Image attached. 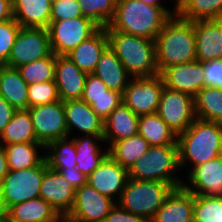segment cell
<instances>
[{
    "instance_id": "ffe728a7",
    "label": "cell",
    "mask_w": 222,
    "mask_h": 222,
    "mask_svg": "<svg viewBox=\"0 0 222 222\" xmlns=\"http://www.w3.org/2000/svg\"><path fill=\"white\" fill-rule=\"evenodd\" d=\"M196 39V60H222V19L193 22Z\"/></svg>"
},
{
    "instance_id": "c3c4849f",
    "label": "cell",
    "mask_w": 222,
    "mask_h": 222,
    "mask_svg": "<svg viewBox=\"0 0 222 222\" xmlns=\"http://www.w3.org/2000/svg\"><path fill=\"white\" fill-rule=\"evenodd\" d=\"M13 18L12 0H0V22Z\"/></svg>"
},
{
    "instance_id": "7bdbcfd3",
    "label": "cell",
    "mask_w": 222,
    "mask_h": 222,
    "mask_svg": "<svg viewBox=\"0 0 222 222\" xmlns=\"http://www.w3.org/2000/svg\"><path fill=\"white\" fill-rule=\"evenodd\" d=\"M205 87L222 89V60H212L203 63Z\"/></svg>"
},
{
    "instance_id": "603a6c76",
    "label": "cell",
    "mask_w": 222,
    "mask_h": 222,
    "mask_svg": "<svg viewBox=\"0 0 222 222\" xmlns=\"http://www.w3.org/2000/svg\"><path fill=\"white\" fill-rule=\"evenodd\" d=\"M109 47L105 28H100L93 36L80 43L66 56L82 71L92 74L103 52Z\"/></svg>"
},
{
    "instance_id": "2e32d148",
    "label": "cell",
    "mask_w": 222,
    "mask_h": 222,
    "mask_svg": "<svg viewBox=\"0 0 222 222\" xmlns=\"http://www.w3.org/2000/svg\"><path fill=\"white\" fill-rule=\"evenodd\" d=\"M183 187L194 195L222 196V154L189 169Z\"/></svg>"
},
{
    "instance_id": "3957f363",
    "label": "cell",
    "mask_w": 222,
    "mask_h": 222,
    "mask_svg": "<svg viewBox=\"0 0 222 222\" xmlns=\"http://www.w3.org/2000/svg\"><path fill=\"white\" fill-rule=\"evenodd\" d=\"M159 73L165 68L196 60V39L192 21L172 16L155 38Z\"/></svg>"
},
{
    "instance_id": "4316f807",
    "label": "cell",
    "mask_w": 222,
    "mask_h": 222,
    "mask_svg": "<svg viewBox=\"0 0 222 222\" xmlns=\"http://www.w3.org/2000/svg\"><path fill=\"white\" fill-rule=\"evenodd\" d=\"M73 139L77 151L76 167L88 177L108 156V148L103 151L102 145L97 143H105L103 137L83 135L82 137H73Z\"/></svg>"
},
{
    "instance_id": "83f0119b",
    "label": "cell",
    "mask_w": 222,
    "mask_h": 222,
    "mask_svg": "<svg viewBox=\"0 0 222 222\" xmlns=\"http://www.w3.org/2000/svg\"><path fill=\"white\" fill-rule=\"evenodd\" d=\"M0 96L16 110L28 109V84L17 68L0 65Z\"/></svg>"
},
{
    "instance_id": "44dd1931",
    "label": "cell",
    "mask_w": 222,
    "mask_h": 222,
    "mask_svg": "<svg viewBox=\"0 0 222 222\" xmlns=\"http://www.w3.org/2000/svg\"><path fill=\"white\" fill-rule=\"evenodd\" d=\"M194 194L174 188L150 222H193Z\"/></svg>"
},
{
    "instance_id": "f35d334b",
    "label": "cell",
    "mask_w": 222,
    "mask_h": 222,
    "mask_svg": "<svg viewBox=\"0 0 222 222\" xmlns=\"http://www.w3.org/2000/svg\"><path fill=\"white\" fill-rule=\"evenodd\" d=\"M58 100L60 97L55 80L28 85V108Z\"/></svg>"
},
{
    "instance_id": "30bf717a",
    "label": "cell",
    "mask_w": 222,
    "mask_h": 222,
    "mask_svg": "<svg viewBox=\"0 0 222 222\" xmlns=\"http://www.w3.org/2000/svg\"><path fill=\"white\" fill-rule=\"evenodd\" d=\"M164 82L160 74L132 77L122 94V101L138 116L157 113Z\"/></svg>"
},
{
    "instance_id": "8992f818",
    "label": "cell",
    "mask_w": 222,
    "mask_h": 222,
    "mask_svg": "<svg viewBox=\"0 0 222 222\" xmlns=\"http://www.w3.org/2000/svg\"><path fill=\"white\" fill-rule=\"evenodd\" d=\"M173 189L169 183L129 178L117 204L151 221Z\"/></svg>"
},
{
    "instance_id": "816d5d0a",
    "label": "cell",
    "mask_w": 222,
    "mask_h": 222,
    "mask_svg": "<svg viewBox=\"0 0 222 222\" xmlns=\"http://www.w3.org/2000/svg\"><path fill=\"white\" fill-rule=\"evenodd\" d=\"M188 0H175L174 9H172L175 13H177L187 2Z\"/></svg>"
},
{
    "instance_id": "484cf974",
    "label": "cell",
    "mask_w": 222,
    "mask_h": 222,
    "mask_svg": "<svg viewBox=\"0 0 222 222\" xmlns=\"http://www.w3.org/2000/svg\"><path fill=\"white\" fill-rule=\"evenodd\" d=\"M3 215L11 222H55L61 217L52 205L41 197L15 204Z\"/></svg>"
},
{
    "instance_id": "1f68e13d",
    "label": "cell",
    "mask_w": 222,
    "mask_h": 222,
    "mask_svg": "<svg viewBox=\"0 0 222 222\" xmlns=\"http://www.w3.org/2000/svg\"><path fill=\"white\" fill-rule=\"evenodd\" d=\"M9 170H21L37 166L45 155L39 149H45L41 143L4 144Z\"/></svg>"
},
{
    "instance_id": "ab89813d",
    "label": "cell",
    "mask_w": 222,
    "mask_h": 222,
    "mask_svg": "<svg viewBox=\"0 0 222 222\" xmlns=\"http://www.w3.org/2000/svg\"><path fill=\"white\" fill-rule=\"evenodd\" d=\"M20 28L14 18L0 22V65L8 61Z\"/></svg>"
},
{
    "instance_id": "f546056e",
    "label": "cell",
    "mask_w": 222,
    "mask_h": 222,
    "mask_svg": "<svg viewBox=\"0 0 222 222\" xmlns=\"http://www.w3.org/2000/svg\"><path fill=\"white\" fill-rule=\"evenodd\" d=\"M3 144L38 143L29 109L16 110L0 135Z\"/></svg>"
},
{
    "instance_id": "8d00e7d4",
    "label": "cell",
    "mask_w": 222,
    "mask_h": 222,
    "mask_svg": "<svg viewBox=\"0 0 222 222\" xmlns=\"http://www.w3.org/2000/svg\"><path fill=\"white\" fill-rule=\"evenodd\" d=\"M193 222H222V196L194 195Z\"/></svg>"
},
{
    "instance_id": "e575fe53",
    "label": "cell",
    "mask_w": 222,
    "mask_h": 222,
    "mask_svg": "<svg viewBox=\"0 0 222 222\" xmlns=\"http://www.w3.org/2000/svg\"><path fill=\"white\" fill-rule=\"evenodd\" d=\"M176 15L187 21L222 19V0H188Z\"/></svg>"
},
{
    "instance_id": "db71d44e",
    "label": "cell",
    "mask_w": 222,
    "mask_h": 222,
    "mask_svg": "<svg viewBox=\"0 0 222 222\" xmlns=\"http://www.w3.org/2000/svg\"><path fill=\"white\" fill-rule=\"evenodd\" d=\"M1 201H2V181H0V214H1Z\"/></svg>"
},
{
    "instance_id": "7c38bea8",
    "label": "cell",
    "mask_w": 222,
    "mask_h": 222,
    "mask_svg": "<svg viewBox=\"0 0 222 222\" xmlns=\"http://www.w3.org/2000/svg\"><path fill=\"white\" fill-rule=\"evenodd\" d=\"M157 114L178 136L185 132L196 119L194 97L164 87L160 96Z\"/></svg>"
},
{
    "instance_id": "4fadbf2b",
    "label": "cell",
    "mask_w": 222,
    "mask_h": 222,
    "mask_svg": "<svg viewBox=\"0 0 222 222\" xmlns=\"http://www.w3.org/2000/svg\"><path fill=\"white\" fill-rule=\"evenodd\" d=\"M116 202L88 184L76 189L69 222H103Z\"/></svg>"
},
{
    "instance_id": "d590c367",
    "label": "cell",
    "mask_w": 222,
    "mask_h": 222,
    "mask_svg": "<svg viewBox=\"0 0 222 222\" xmlns=\"http://www.w3.org/2000/svg\"><path fill=\"white\" fill-rule=\"evenodd\" d=\"M22 79L28 84L53 81L55 79V54L33 61L17 68Z\"/></svg>"
},
{
    "instance_id": "7dc6e473",
    "label": "cell",
    "mask_w": 222,
    "mask_h": 222,
    "mask_svg": "<svg viewBox=\"0 0 222 222\" xmlns=\"http://www.w3.org/2000/svg\"><path fill=\"white\" fill-rule=\"evenodd\" d=\"M16 109L13 108L2 96H0V135L5 126L13 118Z\"/></svg>"
},
{
    "instance_id": "ba28073f",
    "label": "cell",
    "mask_w": 222,
    "mask_h": 222,
    "mask_svg": "<svg viewBox=\"0 0 222 222\" xmlns=\"http://www.w3.org/2000/svg\"><path fill=\"white\" fill-rule=\"evenodd\" d=\"M100 28L98 24L84 16L50 21L47 30L51 51L55 55L66 56Z\"/></svg>"
},
{
    "instance_id": "b9f144b4",
    "label": "cell",
    "mask_w": 222,
    "mask_h": 222,
    "mask_svg": "<svg viewBox=\"0 0 222 222\" xmlns=\"http://www.w3.org/2000/svg\"><path fill=\"white\" fill-rule=\"evenodd\" d=\"M81 16L83 15L78 0H56L52 2L50 21H61Z\"/></svg>"
},
{
    "instance_id": "d6986e66",
    "label": "cell",
    "mask_w": 222,
    "mask_h": 222,
    "mask_svg": "<svg viewBox=\"0 0 222 222\" xmlns=\"http://www.w3.org/2000/svg\"><path fill=\"white\" fill-rule=\"evenodd\" d=\"M87 73L67 56L55 55V83L61 101L82 99Z\"/></svg>"
},
{
    "instance_id": "4dcf8cb0",
    "label": "cell",
    "mask_w": 222,
    "mask_h": 222,
    "mask_svg": "<svg viewBox=\"0 0 222 222\" xmlns=\"http://www.w3.org/2000/svg\"><path fill=\"white\" fill-rule=\"evenodd\" d=\"M150 145L139 134L113 142L108 147V155L122 167L129 170L131 166L144 155Z\"/></svg>"
},
{
    "instance_id": "f6af8a7d",
    "label": "cell",
    "mask_w": 222,
    "mask_h": 222,
    "mask_svg": "<svg viewBox=\"0 0 222 222\" xmlns=\"http://www.w3.org/2000/svg\"><path fill=\"white\" fill-rule=\"evenodd\" d=\"M103 222H150L142 216L135 215L122 209L117 203L110 210Z\"/></svg>"
},
{
    "instance_id": "f5cc1de1",
    "label": "cell",
    "mask_w": 222,
    "mask_h": 222,
    "mask_svg": "<svg viewBox=\"0 0 222 222\" xmlns=\"http://www.w3.org/2000/svg\"><path fill=\"white\" fill-rule=\"evenodd\" d=\"M0 222H11V221L3 214H0Z\"/></svg>"
},
{
    "instance_id": "9c48e42d",
    "label": "cell",
    "mask_w": 222,
    "mask_h": 222,
    "mask_svg": "<svg viewBox=\"0 0 222 222\" xmlns=\"http://www.w3.org/2000/svg\"><path fill=\"white\" fill-rule=\"evenodd\" d=\"M51 53L49 33L46 28L21 27L8 61L4 65L18 68L46 58Z\"/></svg>"
},
{
    "instance_id": "ac0fdd59",
    "label": "cell",
    "mask_w": 222,
    "mask_h": 222,
    "mask_svg": "<svg viewBox=\"0 0 222 222\" xmlns=\"http://www.w3.org/2000/svg\"><path fill=\"white\" fill-rule=\"evenodd\" d=\"M64 109L68 137L74 129L81 131L82 135L103 137L104 120L83 99L64 101Z\"/></svg>"
},
{
    "instance_id": "52a82bcc",
    "label": "cell",
    "mask_w": 222,
    "mask_h": 222,
    "mask_svg": "<svg viewBox=\"0 0 222 222\" xmlns=\"http://www.w3.org/2000/svg\"><path fill=\"white\" fill-rule=\"evenodd\" d=\"M47 168L44 158L37 166L9 170L2 179L1 214L15 204L40 197V187Z\"/></svg>"
},
{
    "instance_id": "9a60e30c",
    "label": "cell",
    "mask_w": 222,
    "mask_h": 222,
    "mask_svg": "<svg viewBox=\"0 0 222 222\" xmlns=\"http://www.w3.org/2000/svg\"><path fill=\"white\" fill-rule=\"evenodd\" d=\"M160 75L164 87L192 97L205 87L203 62L199 60L169 66Z\"/></svg>"
},
{
    "instance_id": "7402d4cb",
    "label": "cell",
    "mask_w": 222,
    "mask_h": 222,
    "mask_svg": "<svg viewBox=\"0 0 222 222\" xmlns=\"http://www.w3.org/2000/svg\"><path fill=\"white\" fill-rule=\"evenodd\" d=\"M139 117L122 101L103 123V138L108 147L138 134Z\"/></svg>"
},
{
    "instance_id": "bcb514c9",
    "label": "cell",
    "mask_w": 222,
    "mask_h": 222,
    "mask_svg": "<svg viewBox=\"0 0 222 222\" xmlns=\"http://www.w3.org/2000/svg\"><path fill=\"white\" fill-rule=\"evenodd\" d=\"M59 173L75 188H81L87 184V176L80 172L77 167L62 168Z\"/></svg>"
},
{
    "instance_id": "681fc988",
    "label": "cell",
    "mask_w": 222,
    "mask_h": 222,
    "mask_svg": "<svg viewBox=\"0 0 222 222\" xmlns=\"http://www.w3.org/2000/svg\"><path fill=\"white\" fill-rule=\"evenodd\" d=\"M9 173L4 144L0 142V181Z\"/></svg>"
},
{
    "instance_id": "74e56055",
    "label": "cell",
    "mask_w": 222,
    "mask_h": 222,
    "mask_svg": "<svg viewBox=\"0 0 222 222\" xmlns=\"http://www.w3.org/2000/svg\"><path fill=\"white\" fill-rule=\"evenodd\" d=\"M82 15L94 21L101 28L109 25L115 14L117 0H78Z\"/></svg>"
},
{
    "instance_id": "5bb4252c",
    "label": "cell",
    "mask_w": 222,
    "mask_h": 222,
    "mask_svg": "<svg viewBox=\"0 0 222 222\" xmlns=\"http://www.w3.org/2000/svg\"><path fill=\"white\" fill-rule=\"evenodd\" d=\"M128 179V170L108 155L87 177V184L117 203Z\"/></svg>"
},
{
    "instance_id": "60d3db41",
    "label": "cell",
    "mask_w": 222,
    "mask_h": 222,
    "mask_svg": "<svg viewBox=\"0 0 222 222\" xmlns=\"http://www.w3.org/2000/svg\"><path fill=\"white\" fill-rule=\"evenodd\" d=\"M88 103L92 110L103 120H105L111 112L122 102V94L110 90V96L100 97H82Z\"/></svg>"
},
{
    "instance_id": "f907efd6",
    "label": "cell",
    "mask_w": 222,
    "mask_h": 222,
    "mask_svg": "<svg viewBox=\"0 0 222 222\" xmlns=\"http://www.w3.org/2000/svg\"><path fill=\"white\" fill-rule=\"evenodd\" d=\"M141 1L149 5L160 7L162 10H171L168 7H166V5L164 6V4L160 2V0H141Z\"/></svg>"
},
{
    "instance_id": "d4e9b609",
    "label": "cell",
    "mask_w": 222,
    "mask_h": 222,
    "mask_svg": "<svg viewBox=\"0 0 222 222\" xmlns=\"http://www.w3.org/2000/svg\"><path fill=\"white\" fill-rule=\"evenodd\" d=\"M51 5L49 0H12L13 17L21 27L47 29Z\"/></svg>"
},
{
    "instance_id": "f1b7e54d",
    "label": "cell",
    "mask_w": 222,
    "mask_h": 222,
    "mask_svg": "<svg viewBox=\"0 0 222 222\" xmlns=\"http://www.w3.org/2000/svg\"><path fill=\"white\" fill-rule=\"evenodd\" d=\"M138 134L150 146L177 144V136L157 113L139 117Z\"/></svg>"
},
{
    "instance_id": "6da1fadb",
    "label": "cell",
    "mask_w": 222,
    "mask_h": 222,
    "mask_svg": "<svg viewBox=\"0 0 222 222\" xmlns=\"http://www.w3.org/2000/svg\"><path fill=\"white\" fill-rule=\"evenodd\" d=\"M176 13L141 0H117L109 27L115 31L155 40L165 23Z\"/></svg>"
},
{
    "instance_id": "7a4b0ae2",
    "label": "cell",
    "mask_w": 222,
    "mask_h": 222,
    "mask_svg": "<svg viewBox=\"0 0 222 222\" xmlns=\"http://www.w3.org/2000/svg\"><path fill=\"white\" fill-rule=\"evenodd\" d=\"M177 144L180 169L189 164L192 170L222 154V123L196 118L177 136Z\"/></svg>"
},
{
    "instance_id": "d6a6232c",
    "label": "cell",
    "mask_w": 222,
    "mask_h": 222,
    "mask_svg": "<svg viewBox=\"0 0 222 222\" xmlns=\"http://www.w3.org/2000/svg\"><path fill=\"white\" fill-rule=\"evenodd\" d=\"M197 119L222 123V89L204 87L194 97Z\"/></svg>"
},
{
    "instance_id": "11a10c76",
    "label": "cell",
    "mask_w": 222,
    "mask_h": 222,
    "mask_svg": "<svg viewBox=\"0 0 222 222\" xmlns=\"http://www.w3.org/2000/svg\"><path fill=\"white\" fill-rule=\"evenodd\" d=\"M55 222H69L68 219L64 216H61L57 221Z\"/></svg>"
},
{
    "instance_id": "e0dca14e",
    "label": "cell",
    "mask_w": 222,
    "mask_h": 222,
    "mask_svg": "<svg viewBox=\"0 0 222 222\" xmlns=\"http://www.w3.org/2000/svg\"><path fill=\"white\" fill-rule=\"evenodd\" d=\"M76 189L58 172L45 171L40 187V197L50 203L60 216L66 217L72 208Z\"/></svg>"
},
{
    "instance_id": "5b68a950",
    "label": "cell",
    "mask_w": 222,
    "mask_h": 222,
    "mask_svg": "<svg viewBox=\"0 0 222 222\" xmlns=\"http://www.w3.org/2000/svg\"><path fill=\"white\" fill-rule=\"evenodd\" d=\"M178 169L180 170L178 144L150 146L128 170V176L136 180L165 182L179 188L184 179L177 177Z\"/></svg>"
},
{
    "instance_id": "277c9868",
    "label": "cell",
    "mask_w": 222,
    "mask_h": 222,
    "mask_svg": "<svg viewBox=\"0 0 222 222\" xmlns=\"http://www.w3.org/2000/svg\"><path fill=\"white\" fill-rule=\"evenodd\" d=\"M109 47L132 77L160 74L156 63L155 41L105 27Z\"/></svg>"
},
{
    "instance_id": "ee69618b",
    "label": "cell",
    "mask_w": 222,
    "mask_h": 222,
    "mask_svg": "<svg viewBox=\"0 0 222 222\" xmlns=\"http://www.w3.org/2000/svg\"><path fill=\"white\" fill-rule=\"evenodd\" d=\"M110 96V89L93 73L87 74L82 97Z\"/></svg>"
},
{
    "instance_id": "836d02e7",
    "label": "cell",
    "mask_w": 222,
    "mask_h": 222,
    "mask_svg": "<svg viewBox=\"0 0 222 222\" xmlns=\"http://www.w3.org/2000/svg\"><path fill=\"white\" fill-rule=\"evenodd\" d=\"M45 160L49 168L60 171L62 168L76 167V148L74 145V139L66 137L62 139H56L49 145L45 146Z\"/></svg>"
},
{
    "instance_id": "cb8c5ba5",
    "label": "cell",
    "mask_w": 222,
    "mask_h": 222,
    "mask_svg": "<svg viewBox=\"0 0 222 222\" xmlns=\"http://www.w3.org/2000/svg\"><path fill=\"white\" fill-rule=\"evenodd\" d=\"M93 74L100 78L108 89L121 94H123L132 78L110 47L101 55Z\"/></svg>"
},
{
    "instance_id": "8fae6325",
    "label": "cell",
    "mask_w": 222,
    "mask_h": 222,
    "mask_svg": "<svg viewBox=\"0 0 222 222\" xmlns=\"http://www.w3.org/2000/svg\"><path fill=\"white\" fill-rule=\"evenodd\" d=\"M28 109L38 143L45 147L56 139L68 137L63 101L58 100Z\"/></svg>"
}]
</instances>
